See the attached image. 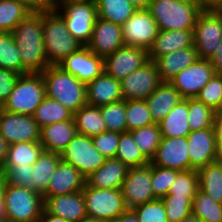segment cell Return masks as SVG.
I'll use <instances>...</instances> for the list:
<instances>
[{
    "label": "cell",
    "instance_id": "1",
    "mask_svg": "<svg viewBox=\"0 0 222 222\" xmlns=\"http://www.w3.org/2000/svg\"><path fill=\"white\" fill-rule=\"evenodd\" d=\"M12 34L20 51L22 74L42 73L50 66L43 41L42 12L30 13Z\"/></svg>",
    "mask_w": 222,
    "mask_h": 222
},
{
    "label": "cell",
    "instance_id": "2",
    "mask_svg": "<svg viewBox=\"0 0 222 222\" xmlns=\"http://www.w3.org/2000/svg\"><path fill=\"white\" fill-rule=\"evenodd\" d=\"M45 92L71 112H77L87 104L86 84L58 65L48 66L42 73Z\"/></svg>",
    "mask_w": 222,
    "mask_h": 222
},
{
    "label": "cell",
    "instance_id": "3",
    "mask_svg": "<svg viewBox=\"0 0 222 222\" xmlns=\"http://www.w3.org/2000/svg\"><path fill=\"white\" fill-rule=\"evenodd\" d=\"M42 30L46 57L50 65H58L84 46L67 30L63 17L55 9L42 12Z\"/></svg>",
    "mask_w": 222,
    "mask_h": 222
},
{
    "label": "cell",
    "instance_id": "4",
    "mask_svg": "<svg viewBox=\"0 0 222 222\" xmlns=\"http://www.w3.org/2000/svg\"><path fill=\"white\" fill-rule=\"evenodd\" d=\"M148 10L159 30H193L202 11L195 0H153Z\"/></svg>",
    "mask_w": 222,
    "mask_h": 222
},
{
    "label": "cell",
    "instance_id": "5",
    "mask_svg": "<svg viewBox=\"0 0 222 222\" xmlns=\"http://www.w3.org/2000/svg\"><path fill=\"white\" fill-rule=\"evenodd\" d=\"M46 96L41 73L19 75L13 91L1 108L5 111L32 116Z\"/></svg>",
    "mask_w": 222,
    "mask_h": 222
},
{
    "label": "cell",
    "instance_id": "6",
    "mask_svg": "<svg viewBox=\"0 0 222 222\" xmlns=\"http://www.w3.org/2000/svg\"><path fill=\"white\" fill-rule=\"evenodd\" d=\"M4 201L6 222H37L44 210L42 194L29 188L6 184Z\"/></svg>",
    "mask_w": 222,
    "mask_h": 222
},
{
    "label": "cell",
    "instance_id": "7",
    "mask_svg": "<svg viewBox=\"0 0 222 222\" xmlns=\"http://www.w3.org/2000/svg\"><path fill=\"white\" fill-rule=\"evenodd\" d=\"M82 193L87 217L112 222L127 210L121 189H101L86 183Z\"/></svg>",
    "mask_w": 222,
    "mask_h": 222
},
{
    "label": "cell",
    "instance_id": "8",
    "mask_svg": "<svg viewBox=\"0 0 222 222\" xmlns=\"http://www.w3.org/2000/svg\"><path fill=\"white\" fill-rule=\"evenodd\" d=\"M54 9L63 17L71 35L86 46L91 39L93 27L98 18L96 2L61 3Z\"/></svg>",
    "mask_w": 222,
    "mask_h": 222
},
{
    "label": "cell",
    "instance_id": "9",
    "mask_svg": "<svg viewBox=\"0 0 222 222\" xmlns=\"http://www.w3.org/2000/svg\"><path fill=\"white\" fill-rule=\"evenodd\" d=\"M194 46L200 59H210L222 41V11L202 10L193 29Z\"/></svg>",
    "mask_w": 222,
    "mask_h": 222
},
{
    "label": "cell",
    "instance_id": "10",
    "mask_svg": "<svg viewBox=\"0 0 222 222\" xmlns=\"http://www.w3.org/2000/svg\"><path fill=\"white\" fill-rule=\"evenodd\" d=\"M61 159L87 178L99 169L107 158L95 148L92 137L77 133L61 153Z\"/></svg>",
    "mask_w": 222,
    "mask_h": 222
},
{
    "label": "cell",
    "instance_id": "11",
    "mask_svg": "<svg viewBox=\"0 0 222 222\" xmlns=\"http://www.w3.org/2000/svg\"><path fill=\"white\" fill-rule=\"evenodd\" d=\"M159 33L148 9H139L122 25L124 44L149 51Z\"/></svg>",
    "mask_w": 222,
    "mask_h": 222
},
{
    "label": "cell",
    "instance_id": "12",
    "mask_svg": "<svg viewBox=\"0 0 222 222\" xmlns=\"http://www.w3.org/2000/svg\"><path fill=\"white\" fill-rule=\"evenodd\" d=\"M162 83L154 61H148L121 80V92L125 101L145 100Z\"/></svg>",
    "mask_w": 222,
    "mask_h": 222
},
{
    "label": "cell",
    "instance_id": "13",
    "mask_svg": "<svg viewBox=\"0 0 222 222\" xmlns=\"http://www.w3.org/2000/svg\"><path fill=\"white\" fill-rule=\"evenodd\" d=\"M41 128L33 116L11 113L0 107V134L8 142H40Z\"/></svg>",
    "mask_w": 222,
    "mask_h": 222
},
{
    "label": "cell",
    "instance_id": "14",
    "mask_svg": "<svg viewBox=\"0 0 222 222\" xmlns=\"http://www.w3.org/2000/svg\"><path fill=\"white\" fill-rule=\"evenodd\" d=\"M151 164L129 168L121 192L127 209L156 200L151 186Z\"/></svg>",
    "mask_w": 222,
    "mask_h": 222
},
{
    "label": "cell",
    "instance_id": "15",
    "mask_svg": "<svg viewBox=\"0 0 222 222\" xmlns=\"http://www.w3.org/2000/svg\"><path fill=\"white\" fill-rule=\"evenodd\" d=\"M215 74L209 59L198 58L189 67L175 75L170 83L177 89L183 99L196 98L199 91Z\"/></svg>",
    "mask_w": 222,
    "mask_h": 222
},
{
    "label": "cell",
    "instance_id": "16",
    "mask_svg": "<svg viewBox=\"0 0 222 222\" xmlns=\"http://www.w3.org/2000/svg\"><path fill=\"white\" fill-rule=\"evenodd\" d=\"M186 138L189 144L190 170H199L222 156L213 128L191 131Z\"/></svg>",
    "mask_w": 222,
    "mask_h": 222
},
{
    "label": "cell",
    "instance_id": "17",
    "mask_svg": "<svg viewBox=\"0 0 222 222\" xmlns=\"http://www.w3.org/2000/svg\"><path fill=\"white\" fill-rule=\"evenodd\" d=\"M148 61L149 54L147 50L124 45L104 58V72L121 81Z\"/></svg>",
    "mask_w": 222,
    "mask_h": 222
},
{
    "label": "cell",
    "instance_id": "18",
    "mask_svg": "<svg viewBox=\"0 0 222 222\" xmlns=\"http://www.w3.org/2000/svg\"><path fill=\"white\" fill-rule=\"evenodd\" d=\"M58 66L87 84L104 72V58L91 52L87 46H83L67 56Z\"/></svg>",
    "mask_w": 222,
    "mask_h": 222
},
{
    "label": "cell",
    "instance_id": "19",
    "mask_svg": "<svg viewBox=\"0 0 222 222\" xmlns=\"http://www.w3.org/2000/svg\"><path fill=\"white\" fill-rule=\"evenodd\" d=\"M186 137L162 138L150 164L178 171L190 170V158Z\"/></svg>",
    "mask_w": 222,
    "mask_h": 222
},
{
    "label": "cell",
    "instance_id": "20",
    "mask_svg": "<svg viewBox=\"0 0 222 222\" xmlns=\"http://www.w3.org/2000/svg\"><path fill=\"white\" fill-rule=\"evenodd\" d=\"M124 45L122 26L98 17L91 39L86 45L89 50L97 56L105 58Z\"/></svg>",
    "mask_w": 222,
    "mask_h": 222
},
{
    "label": "cell",
    "instance_id": "21",
    "mask_svg": "<svg viewBox=\"0 0 222 222\" xmlns=\"http://www.w3.org/2000/svg\"><path fill=\"white\" fill-rule=\"evenodd\" d=\"M86 178L71 164L60 160L43 197H55L82 191Z\"/></svg>",
    "mask_w": 222,
    "mask_h": 222
},
{
    "label": "cell",
    "instance_id": "22",
    "mask_svg": "<svg viewBox=\"0 0 222 222\" xmlns=\"http://www.w3.org/2000/svg\"><path fill=\"white\" fill-rule=\"evenodd\" d=\"M43 198L44 210L51 215L62 217L68 222H79L87 217L82 191Z\"/></svg>",
    "mask_w": 222,
    "mask_h": 222
},
{
    "label": "cell",
    "instance_id": "23",
    "mask_svg": "<svg viewBox=\"0 0 222 222\" xmlns=\"http://www.w3.org/2000/svg\"><path fill=\"white\" fill-rule=\"evenodd\" d=\"M87 105L102 106L123 99L121 81L105 72L86 84Z\"/></svg>",
    "mask_w": 222,
    "mask_h": 222
},
{
    "label": "cell",
    "instance_id": "24",
    "mask_svg": "<svg viewBox=\"0 0 222 222\" xmlns=\"http://www.w3.org/2000/svg\"><path fill=\"white\" fill-rule=\"evenodd\" d=\"M194 46L193 30H159L152 48L148 51L149 60L168 55L179 49Z\"/></svg>",
    "mask_w": 222,
    "mask_h": 222
},
{
    "label": "cell",
    "instance_id": "25",
    "mask_svg": "<svg viewBox=\"0 0 222 222\" xmlns=\"http://www.w3.org/2000/svg\"><path fill=\"white\" fill-rule=\"evenodd\" d=\"M77 133L74 120L48 124L41 128L40 144L44 150L61 155Z\"/></svg>",
    "mask_w": 222,
    "mask_h": 222
},
{
    "label": "cell",
    "instance_id": "26",
    "mask_svg": "<svg viewBox=\"0 0 222 222\" xmlns=\"http://www.w3.org/2000/svg\"><path fill=\"white\" fill-rule=\"evenodd\" d=\"M128 169L118 158H109L86 178V183L91 187L101 189H121Z\"/></svg>",
    "mask_w": 222,
    "mask_h": 222
},
{
    "label": "cell",
    "instance_id": "27",
    "mask_svg": "<svg viewBox=\"0 0 222 222\" xmlns=\"http://www.w3.org/2000/svg\"><path fill=\"white\" fill-rule=\"evenodd\" d=\"M183 98L170 82H162L146 99L154 123H159Z\"/></svg>",
    "mask_w": 222,
    "mask_h": 222
},
{
    "label": "cell",
    "instance_id": "28",
    "mask_svg": "<svg viewBox=\"0 0 222 222\" xmlns=\"http://www.w3.org/2000/svg\"><path fill=\"white\" fill-rule=\"evenodd\" d=\"M197 59L198 54L195 46H190L185 49H179L168 55H163L154 62L158 68L161 81L170 82L175 75L189 67Z\"/></svg>",
    "mask_w": 222,
    "mask_h": 222
},
{
    "label": "cell",
    "instance_id": "29",
    "mask_svg": "<svg viewBox=\"0 0 222 222\" xmlns=\"http://www.w3.org/2000/svg\"><path fill=\"white\" fill-rule=\"evenodd\" d=\"M188 121V98L182 99L158 123L162 138L187 137L191 132Z\"/></svg>",
    "mask_w": 222,
    "mask_h": 222
},
{
    "label": "cell",
    "instance_id": "30",
    "mask_svg": "<svg viewBox=\"0 0 222 222\" xmlns=\"http://www.w3.org/2000/svg\"><path fill=\"white\" fill-rule=\"evenodd\" d=\"M61 155L51 151L43 150L38 160L32 165L31 189L43 194L50 183Z\"/></svg>",
    "mask_w": 222,
    "mask_h": 222
},
{
    "label": "cell",
    "instance_id": "31",
    "mask_svg": "<svg viewBox=\"0 0 222 222\" xmlns=\"http://www.w3.org/2000/svg\"><path fill=\"white\" fill-rule=\"evenodd\" d=\"M73 120L79 134L92 137L107 131L100 108L96 106L87 104L82 106L77 112L73 113Z\"/></svg>",
    "mask_w": 222,
    "mask_h": 222
},
{
    "label": "cell",
    "instance_id": "32",
    "mask_svg": "<svg viewBox=\"0 0 222 222\" xmlns=\"http://www.w3.org/2000/svg\"><path fill=\"white\" fill-rule=\"evenodd\" d=\"M199 189L213 201L222 204L221 157L214 163L197 170Z\"/></svg>",
    "mask_w": 222,
    "mask_h": 222
},
{
    "label": "cell",
    "instance_id": "33",
    "mask_svg": "<svg viewBox=\"0 0 222 222\" xmlns=\"http://www.w3.org/2000/svg\"><path fill=\"white\" fill-rule=\"evenodd\" d=\"M32 116L40 128L48 124L73 120V112L64 107L56 99L47 95L35 109Z\"/></svg>",
    "mask_w": 222,
    "mask_h": 222
},
{
    "label": "cell",
    "instance_id": "34",
    "mask_svg": "<svg viewBox=\"0 0 222 222\" xmlns=\"http://www.w3.org/2000/svg\"><path fill=\"white\" fill-rule=\"evenodd\" d=\"M98 17L123 25L137 10L129 0H96Z\"/></svg>",
    "mask_w": 222,
    "mask_h": 222
},
{
    "label": "cell",
    "instance_id": "35",
    "mask_svg": "<svg viewBox=\"0 0 222 222\" xmlns=\"http://www.w3.org/2000/svg\"><path fill=\"white\" fill-rule=\"evenodd\" d=\"M40 142H20L10 144L7 161L3 168H11L13 165L32 166L43 151Z\"/></svg>",
    "mask_w": 222,
    "mask_h": 222
},
{
    "label": "cell",
    "instance_id": "36",
    "mask_svg": "<svg viewBox=\"0 0 222 222\" xmlns=\"http://www.w3.org/2000/svg\"><path fill=\"white\" fill-rule=\"evenodd\" d=\"M115 158H118L128 168L142 167L149 164V160L140 151L130 131L120 133Z\"/></svg>",
    "mask_w": 222,
    "mask_h": 222
},
{
    "label": "cell",
    "instance_id": "37",
    "mask_svg": "<svg viewBox=\"0 0 222 222\" xmlns=\"http://www.w3.org/2000/svg\"><path fill=\"white\" fill-rule=\"evenodd\" d=\"M0 68L22 75L20 51L12 32H0Z\"/></svg>",
    "mask_w": 222,
    "mask_h": 222
},
{
    "label": "cell",
    "instance_id": "38",
    "mask_svg": "<svg viewBox=\"0 0 222 222\" xmlns=\"http://www.w3.org/2000/svg\"><path fill=\"white\" fill-rule=\"evenodd\" d=\"M30 13L17 0H0V32H12Z\"/></svg>",
    "mask_w": 222,
    "mask_h": 222
},
{
    "label": "cell",
    "instance_id": "39",
    "mask_svg": "<svg viewBox=\"0 0 222 222\" xmlns=\"http://www.w3.org/2000/svg\"><path fill=\"white\" fill-rule=\"evenodd\" d=\"M191 214L202 222H222V204L213 201L198 189L192 200Z\"/></svg>",
    "mask_w": 222,
    "mask_h": 222
},
{
    "label": "cell",
    "instance_id": "40",
    "mask_svg": "<svg viewBox=\"0 0 222 222\" xmlns=\"http://www.w3.org/2000/svg\"><path fill=\"white\" fill-rule=\"evenodd\" d=\"M140 151L150 161L162 140L158 123L130 131Z\"/></svg>",
    "mask_w": 222,
    "mask_h": 222
},
{
    "label": "cell",
    "instance_id": "41",
    "mask_svg": "<svg viewBox=\"0 0 222 222\" xmlns=\"http://www.w3.org/2000/svg\"><path fill=\"white\" fill-rule=\"evenodd\" d=\"M215 112L196 98H188V124L191 131L213 128Z\"/></svg>",
    "mask_w": 222,
    "mask_h": 222
},
{
    "label": "cell",
    "instance_id": "42",
    "mask_svg": "<svg viewBox=\"0 0 222 222\" xmlns=\"http://www.w3.org/2000/svg\"><path fill=\"white\" fill-rule=\"evenodd\" d=\"M107 131L122 133L127 131L126 101L124 99L99 106Z\"/></svg>",
    "mask_w": 222,
    "mask_h": 222
},
{
    "label": "cell",
    "instance_id": "43",
    "mask_svg": "<svg viewBox=\"0 0 222 222\" xmlns=\"http://www.w3.org/2000/svg\"><path fill=\"white\" fill-rule=\"evenodd\" d=\"M154 124L150 109L145 100L126 101L127 131Z\"/></svg>",
    "mask_w": 222,
    "mask_h": 222
},
{
    "label": "cell",
    "instance_id": "44",
    "mask_svg": "<svg viewBox=\"0 0 222 222\" xmlns=\"http://www.w3.org/2000/svg\"><path fill=\"white\" fill-rule=\"evenodd\" d=\"M198 189L197 170L180 171L176 176L175 182L170 187L168 195L187 197L192 201Z\"/></svg>",
    "mask_w": 222,
    "mask_h": 222
},
{
    "label": "cell",
    "instance_id": "45",
    "mask_svg": "<svg viewBox=\"0 0 222 222\" xmlns=\"http://www.w3.org/2000/svg\"><path fill=\"white\" fill-rule=\"evenodd\" d=\"M180 171L171 168H162L151 164V186L156 199H162L168 195L169 189L175 182Z\"/></svg>",
    "mask_w": 222,
    "mask_h": 222
},
{
    "label": "cell",
    "instance_id": "46",
    "mask_svg": "<svg viewBox=\"0 0 222 222\" xmlns=\"http://www.w3.org/2000/svg\"><path fill=\"white\" fill-rule=\"evenodd\" d=\"M196 99L214 111L222 110V75L215 74L199 91Z\"/></svg>",
    "mask_w": 222,
    "mask_h": 222
},
{
    "label": "cell",
    "instance_id": "47",
    "mask_svg": "<svg viewBox=\"0 0 222 222\" xmlns=\"http://www.w3.org/2000/svg\"><path fill=\"white\" fill-rule=\"evenodd\" d=\"M163 201L168 222H179L191 214L192 201L187 197L166 195Z\"/></svg>",
    "mask_w": 222,
    "mask_h": 222
},
{
    "label": "cell",
    "instance_id": "48",
    "mask_svg": "<svg viewBox=\"0 0 222 222\" xmlns=\"http://www.w3.org/2000/svg\"><path fill=\"white\" fill-rule=\"evenodd\" d=\"M139 222H168L166 210L161 199H156L132 209Z\"/></svg>",
    "mask_w": 222,
    "mask_h": 222
},
{
    "label": "cell",
    "instance_id": "49",
    "mask_svg": "<svg viewBox=\"0 0 222 222\" xmlns=\"http://www.w3.org/2000/svg\"><path fill=\"white\" fill-rule=\"evenodd\" d=\"M120 133L104 131L98 135L92 136L95 148L107 159L114 158L119 143Z\"/></svg>",
    "mask_w": 222,
    "mask_h": 222
},
{
    "label": "cell",
    "instance_id": "50",
    "mask_svg": "<svg viewBox=\"0 0 222 222\" xmlns=\"http://www.w3.org/2000/svg\"><path fill=\"white\" fill-rule=\"evenodd\" d=\"M32 166L13 165L11 168H3L6 184L31 189Z\"/></svg>",
    "mask_w": 222,
    "mask_h": 222
},
{
    "label": "cell",
    "instance_id": "51",
    "mask_svg": "<svg viewBox=\"0 0 222 222\" xmlns=\"http://www.w3.org/2000/svg\"><path fill=\"white\" fill-rule=\"evenodd\" d=\"M18 76L14 71L0 68V107L13 91Z\"/></svg>",
    "mask_w": 222,
    "mask_h": 222
},
{
    "label": "cell",
    "instance_id": "52",
    "mask_svg": "<svg viewBox=\"0 0 222 222\" xmlns=\"http://www.w3.org/2000/svg\"><path fill=\"white\" fill-rule=\"evenodd\" d=\"M28 8L31 13H41L54 9L53 0H17Z\"/></svg>",
    "mask_w": 222,
    "mask_h": 222
},
{
    "label": "cell",
    "instance_id": "53",
    "mask_svg": "<svg viewBox=\"0 0 222 222\" xmlns=\"http://www.w3.org/2000/svg\"><path fill=\"white\" fill-rule=\"evenodd\" d=\"M213 129L218 147L222 151V110L215 112L213 119Z\"/></svg>",
    "mask_w": 222,
    "mask_h": 222
},
{
    "label": "cell",
    "instance_id": "54",
    "mask_svg": "<svg viewBox=\"0 0 222 222\" xmlns=\"http://www.w3.org/2000/svg\"><path fill=\"white\" fill-rule=\"evenodd\" d=\"M6 187V180L4 173L0 170V221L6 222V207L4 201V190Z\"/></svg>",
    "mask_w": 222,
    "mask_h": 222
},
{
    "label": "cell",
    "instance_id": "55",
    "mask_svg": "<svg viewBox=\"0 0 222 222\" xmlns=\"http://www.w3.org/2000/svg\"><path fill=\"white\" fill-rule=\"evenodd\" d=\"M209 61L211 62L215 73L222 75V41L217 46L215 53L209 59Z\"/></svg>",
    "mask_w": 222,
    "mask_h": 222
},
{
    "label": "cell",
    "instance_id": "56",
    "mask_svg": "<svg viewBox=\"0 0 222 222\" xmlns=\"http://www.w3.org/2000/svg\"><path fill=\"white\" fill-rule=\"evenodd\" d=\"M201 10L222 11V0H195Z\"/></svg>",
    "mask_w": 222,
    "mask_h": 222
},
{
    "label": "cell",
    "instance_id": "57",
    "mask_svg": "<svg viewBox=\"0 0 222 222\" xmlns=\"http://www.w3.org/2000/svg\"><path fill=\"white\" fill-rule=\"evenodd\" d=\"M8 148V142L0 134V170L3 169L7 161Z\"/></svg>",
    "mask_w": 222,
    "mask_h": 222
},
{
    "label": "cell",
    "instance_id": "58",
    "mask_svg": "<svg viewBox=\"0 0 222 222\" xmlns=\"http://www.w3.org/2000/svg\"><path fill=\"white\" fill-rule=\"evenodd\" d=\"M112 222H139V220L132 209H127L116 220H113Z\"/></svg>",
    "mask_w": 222,
    "mask_h": 222
},
{
    "label": "cell",
    "instance_id": "59",
    "mask_svg": "<svg viewBox=\"0 0 222 222\" xmlns=\"http://www.w3.org/2000/svg\"><path fill=\"white\" fill-rule=\"evenodd\" d=\"M37 222H68V221L62 217L51 215L50 213L43 210V213Z\"/></svg>",
    "mask_w": 222,
    "mask_h": 222
},
{
    "label": "cell",
    "instance_id": "60",
    "mask_svg": "<svg viewBox=\"0 0 222 222\" xmlns=\"http://www.w3.org/2000/svg\"><path fill=\"white\" fill-rule=\"evenodd\" d=\"M130 3L137 9H148L153 0H129Z\"/></svg>",
    "mask_w": 222,
    "mask_h": 222
},
{
    "label": "cell",
    "instance_id": "61",
    "mask_svg": "<svg viewBox=\"0 0 222 222\" xmlns=\"http://www.w3.org/2000/svg\"><path fill=\"white\" fill-rule=\"evenodd\" d=\"M85 1H96V0H53L55 7H58L61 3L85 2Z\"/></svg>",
    "mask_w": 222,
    "mask_h": 222
},
{
    "label": "cell",
    "instance_id": "62",
    "mask_svg": "<svg viewBox=\"0 0 222 222\" xmlns=\"http://www.w3.org/2000/svg\"><path fill=\"white\" fill-rule=\"evenodd\" d=\"M179 222H202L198 217L190 214Z\"/></svg>",
    "mask_w": 222,
    "mask_h": 222
},
{
    "label": "cell",
    "instance_id": "63",
    "mask_svg": "<svg viewBox=\"0 0 222 222\" xmlns=\"http://www.w3.org/2000/svg\"><path fill=\"white\" fill-rule=\"evenodd\" d=\"M79 222H105V221L98 220L96 218L85 217L82 220H80Z\"/></svg>",
    "mask_w": 222,
    "mask_h": 222
}]
</instances>
